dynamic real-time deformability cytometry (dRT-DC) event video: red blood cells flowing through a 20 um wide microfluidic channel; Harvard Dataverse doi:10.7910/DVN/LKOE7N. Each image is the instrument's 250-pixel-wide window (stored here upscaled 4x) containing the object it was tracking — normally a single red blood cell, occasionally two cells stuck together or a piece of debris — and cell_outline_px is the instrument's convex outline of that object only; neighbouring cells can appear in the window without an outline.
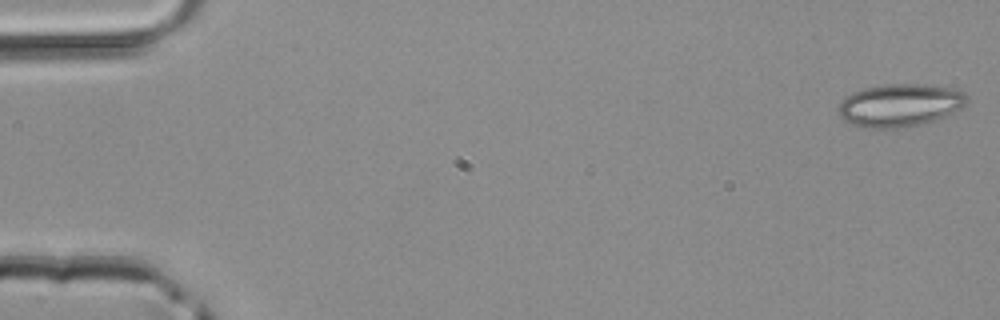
{"species": "common noctule bat (a hibernating species)", "species_latin": "Nyctalus noctula", "temperature_condition": "room temperature", "stored_images_in_passage": 47, "camera_frame_rate_fps": 3000, "um_per_image_px": 0.085, "animal": {"sex": "male", "body_mass_g": 20.4}, "frame": {"image": 1, "passage_image": 1, "time_ms": 0.0, "image_size_px": [1000, 320], "cell_outline_px": [[968, 100], [960, 108], [936, 120], [904, 128], [864, 128], [852, 124], [844, 120], [840, 116], [840, 104], [844, 96], [852, 92], [864, 88], [884, 84], [924, 84], [952, 88], [964, 92], [968, 96]], "centroid_in_image_um": [76.48, 8.94], "position_along_channel_um": 8.5, "area_um2": 32.08}}
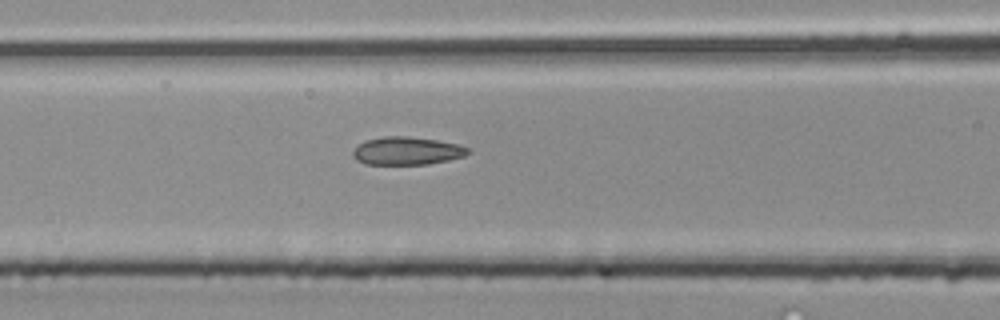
{"frame": {"image": 2, "passage_image": 20, "time_ms": 6.333, "image_size_px": [1000, 320], "cell_outline_px": [[472, 152], [464, 156], [448, 160], [428, 164], [364, 164], [356, 160], [352, 156], [352, 152], [364, 140], [384, 136], [408, 136], [436, 140], [460, 144], [468, 148]], "centroid_in_image_um": [34.59, 12.82], "position_along_channel_um": 132.0, "area_um2": 18.84}}
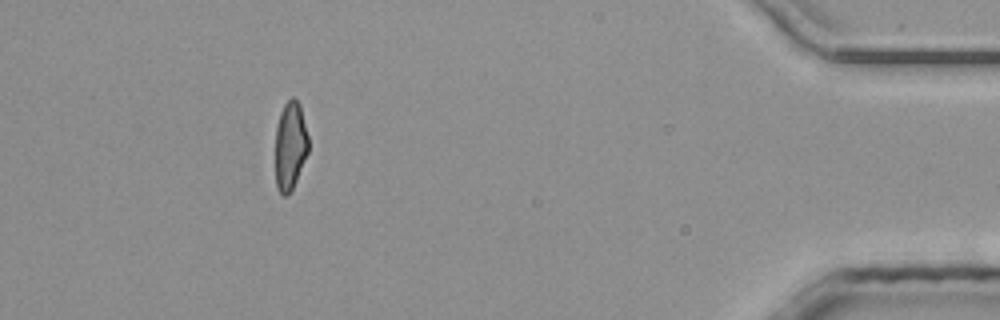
{"frame": {"image": 3, "passage_image": 43, "time_ms": 14.0, "image_size_px": [1000, 320], "cell_outline_px": [[308, 152], [296, 180], [288, 196], [284, 196], [276, 188], [276, 128], [280, 112], [284, 104], [292, 96], [300, 104], [308, 136]], "centroid_in_image_um": [24.67, 12.38], "position_along_channel_um": 410.5, "area_um2": 16.94}}